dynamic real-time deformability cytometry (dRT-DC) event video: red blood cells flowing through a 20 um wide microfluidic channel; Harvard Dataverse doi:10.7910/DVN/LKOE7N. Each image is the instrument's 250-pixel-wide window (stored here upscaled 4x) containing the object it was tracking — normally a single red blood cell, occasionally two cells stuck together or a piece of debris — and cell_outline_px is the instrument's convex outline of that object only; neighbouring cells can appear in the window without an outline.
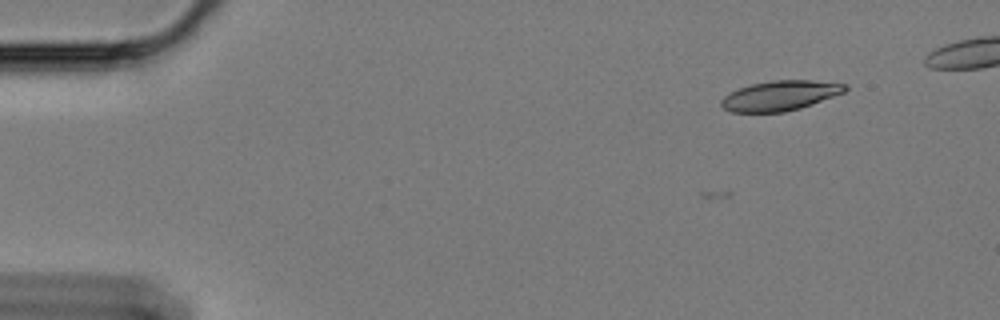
{"species": "Egyptian fruit bat (a non-hibernating species)", "species_latin": "Rousettus aegyptiacus", "temperature_condition": "cold", "stored_images_in_passage": 3, "camera_frame_rate_fps": 3000, "um_per_image_px": 0.085, "animal": {"sex": "female"}, "frame": {"image": 1, "passage_image": 1, "time_ms": 0.0, "image_size_px": [1000, 320], "cell_outline_px": [[848, 88], [844, 92], [800, 108], [784, 112], [732, 112], [724, 108], [720, 104], [720, 100], [724, 96], [740, 88], [752, 84], [772, 80], [812, 80], [848, 84]], "centroid_in_image_um": [66.31, 8.12], "position_along_channel_um": 18.7, "area_um2": 21.39}}